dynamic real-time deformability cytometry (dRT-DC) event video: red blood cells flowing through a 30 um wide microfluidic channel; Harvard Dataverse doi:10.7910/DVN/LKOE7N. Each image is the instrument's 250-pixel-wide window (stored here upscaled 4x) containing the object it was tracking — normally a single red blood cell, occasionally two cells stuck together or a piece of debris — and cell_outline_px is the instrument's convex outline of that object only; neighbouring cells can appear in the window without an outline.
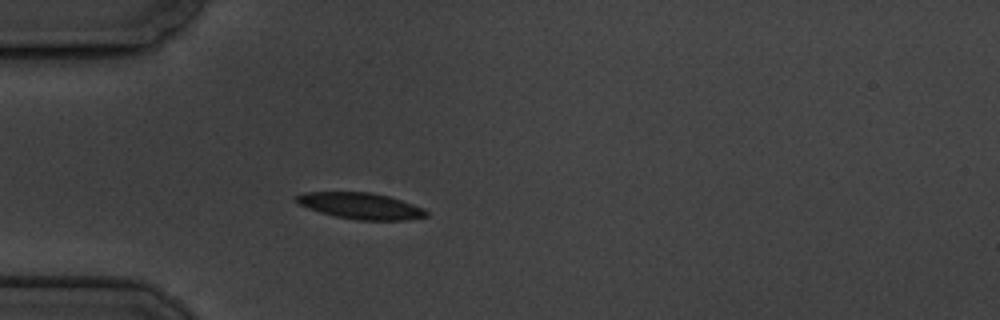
{"species": "common noctule bat (a hibernating species)", "species_latin": "Nyctalus noctula", "temperature_condition": "cold", "stored_images_in_passage": 4, "camera_frame_rate_fps": 3000, "um_per_image_px": 0.085, "animal": {"sex": "male", "body_mass_g": 19.5, "forearm_length_mm": 54.6}, "frame": {"image": 1, "passage_image": 4, "time_ms": 3.333, "image_size_px": [1000, 320], "cell_outline_px": [[428, 216], [408, 220], [356, 220], [336, 216], [320, 212], [308, 208], [300, 204], [296, 200], [296, 196], [300, 192], [372, 192], [388, 196], [424, 208], [428, 212]], "centroid_in_image_um": [30.67, 17.5], "position_along_channel_um": 54.3, "area_um2": 19.83}}